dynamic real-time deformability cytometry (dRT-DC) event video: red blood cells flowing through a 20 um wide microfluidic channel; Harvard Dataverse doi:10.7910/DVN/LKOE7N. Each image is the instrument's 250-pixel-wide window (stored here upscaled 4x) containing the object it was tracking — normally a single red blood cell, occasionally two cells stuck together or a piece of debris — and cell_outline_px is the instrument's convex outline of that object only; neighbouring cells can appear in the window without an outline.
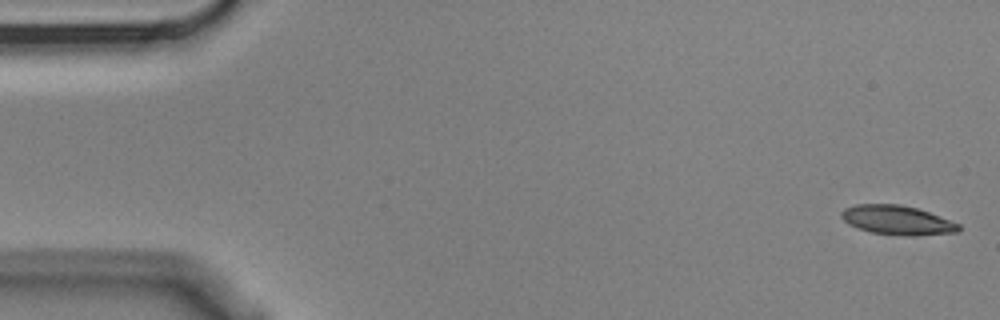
{"species": "Egyptian fruit bat (a non-hibernating species)", "species_latin": "Rousettus aegyptiacus", "temperature_condition": "cold", "stored_images_in_passage": 5, "camera_frame_rate_fps": 3000, "um_per_image_px": 0.085, "animal": {"sex": "male"}, "frame": {"image": 1, "passage_image": 1, "time_ms": 0.0, "image_size_px": [1000, 320], "cell_outline_px": [[960, 232], [912, 236], [904, 236], [872, 232], [856, 228], [848, 224], [840, 216], [840, 212], [844, 208], [856, 204], [900, 204], [916, 208], [940, 216], [960, 224]], "centroid_in_image_um": [76.25, 18.71], "position_along_channel_um": 8.8, "area_um2": 20.11}}
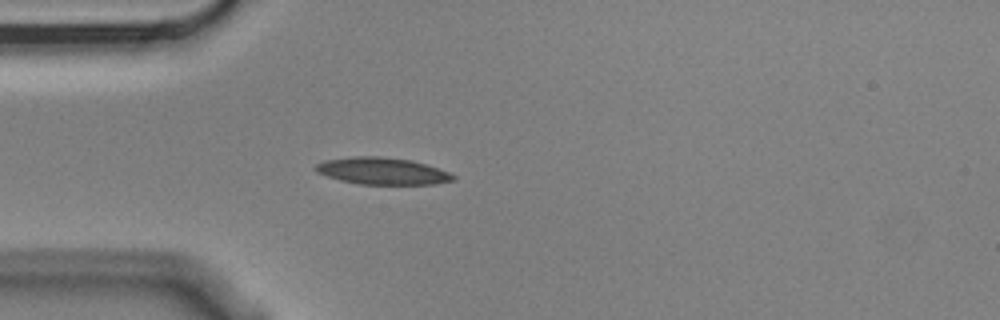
{"frame": {"image": 2, "passage_image": 5, "time_ms": 1.333, "image_size_px": [1000, 320], "cell_outline_px": [[456, 180], [436, 184], [360, 184], [340, 180], [316, 172], [312, 168], [316, 164], [324, 160], [356, 156], [380, 156], [412, 160], [448, 172], [456, 176]], "centroid_in_image_um": [32.48, 14.53], "position_along_channel_um": 52.5, "area_um2": 21.56}}